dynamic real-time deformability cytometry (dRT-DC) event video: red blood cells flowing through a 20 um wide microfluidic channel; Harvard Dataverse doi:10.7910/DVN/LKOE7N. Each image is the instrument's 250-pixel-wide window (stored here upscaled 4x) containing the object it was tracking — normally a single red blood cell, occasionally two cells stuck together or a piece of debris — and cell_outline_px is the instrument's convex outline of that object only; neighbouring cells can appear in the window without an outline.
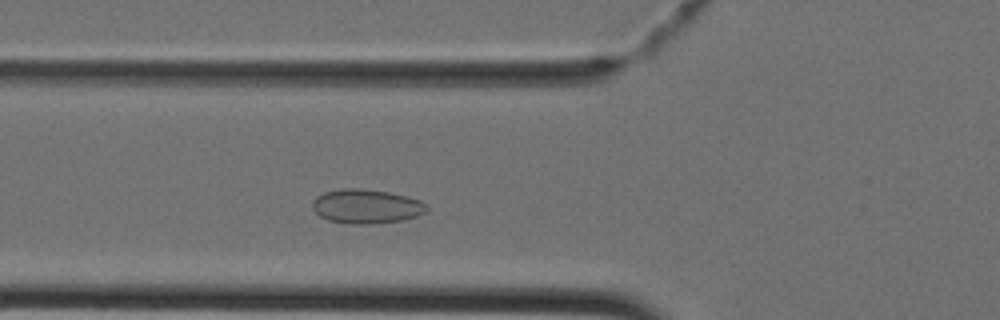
{"species": "Egyptian fruit bat (a non-hibernating species)", "species_latin": "Rousettus aegyptiacus", "temperature_condition": "cold", "stored_images_in_passage": 15, "camera_frame_rate_fps": 3000, "um_per_image_px": 0.085, "animal": {"sex": "female"}, "frame": {"image": 1, "passage_image": 10, "time_ms": 3.0, "image_size_px": [1000, 320], "cell_outline_px": [[428, 208], [424, 212], [416, 216], [400, 220], [372, 224], [352, 224], [328, 220], [320, 216], [312, 208], [312, 204], [316, 196], [324, 192], [340, 188], [360, 188], [388, 192], [408, 196], [420, 200], [428, 204]], "centroid_in_image_um": [31.13, 17.53], "position_along_channel_um": 94.7, "area_um2": 22.83}}
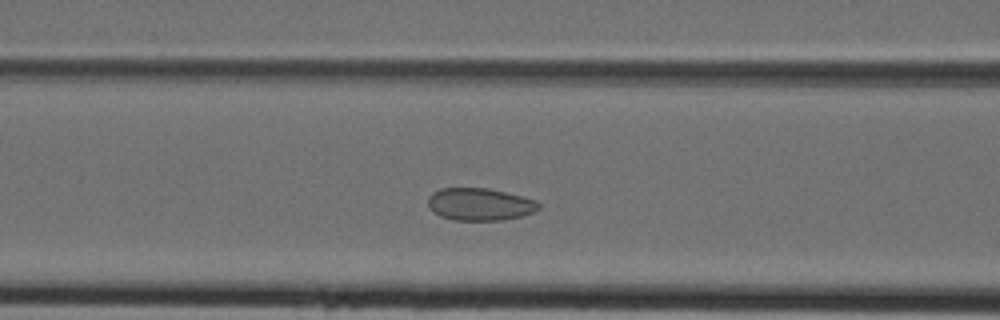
{"frame": {"image": 2, "passage_image": 12, "time_ms": 3.667, "image_size_px": [1000, 320], "cell_outline_px": [[540, 208], [524, 216], [500, 220], [452, 220], [440, 216], [432, 212], [428, 208], [428, 196], [432, 192], [440, 188], [488, 188], [524, 196], [536, 200], [540, 204]], "centroid_in_image_um": [40.77, 17.36], "position_along_channel_um": 125.8, "area_um2": 21.21}}
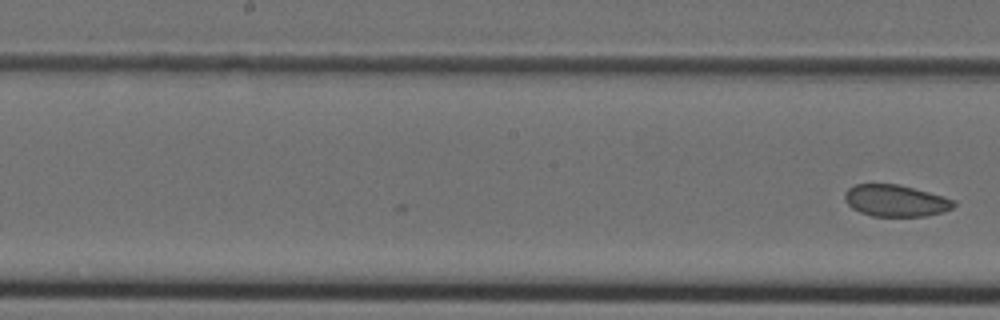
{"frame": {"image": 3, "passage_image": 15, "time_ms": 4.667, "image_size_px": [1000, 320], "cell_outline_px": [[956, 204], [952, 208], [944, 212], [924, 216], [872, 216], [860, 212], [852, 208], [844, 200], [844, 192], [848, 188], [856, 184], [896, 184], [944, 196], [956, 200]], "centroid_in_image_um": [76.12, 17.06], "position_along_channel_um": 172.1, "area_um2": 20.17}}